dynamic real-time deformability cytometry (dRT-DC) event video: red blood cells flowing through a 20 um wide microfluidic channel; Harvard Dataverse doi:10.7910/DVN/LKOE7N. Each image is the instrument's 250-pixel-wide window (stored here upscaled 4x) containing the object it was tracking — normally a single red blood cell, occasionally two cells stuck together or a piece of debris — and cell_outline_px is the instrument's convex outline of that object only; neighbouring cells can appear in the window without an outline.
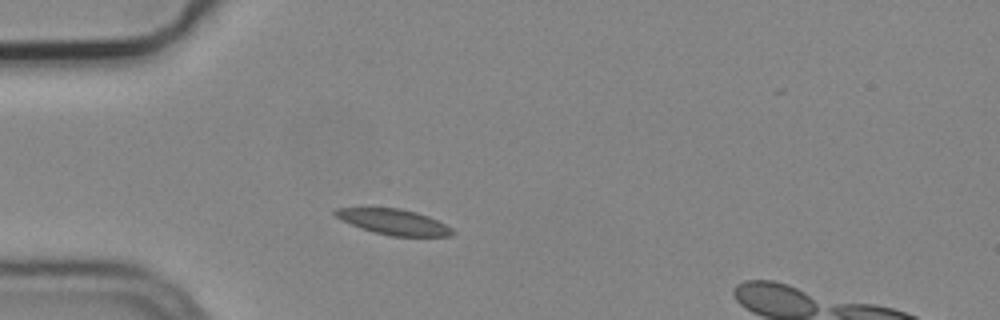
{"species": "common noctule bat (a hibernating species)", "species_latin": "Nyctalus noctula", "temperature_condition": "cold", "stored_images_in_passage": 2, "camera_frame_rate_fps": 3000, "um_per_image_px": 0.085, "animal": {"sex": "male", "body_mass_g": 19.2, "forearm_length_mm": 51.8}, "frame": {"image": 1, "passage_image": 1, "time_ms": 0.0, "image_size_px": [1000, 320], "cell_outline_px": [[456, 232], [452, 236], [392, 236], [360, 228], [336, 216], [332, 212], [336, 208], [400, 208], [416, 212], [428, 216], [452, 228]], "centroid_in_image_um": [33.5, 18.86], "position_along_channel_um": 51.5, "area_um2": 17.17}}